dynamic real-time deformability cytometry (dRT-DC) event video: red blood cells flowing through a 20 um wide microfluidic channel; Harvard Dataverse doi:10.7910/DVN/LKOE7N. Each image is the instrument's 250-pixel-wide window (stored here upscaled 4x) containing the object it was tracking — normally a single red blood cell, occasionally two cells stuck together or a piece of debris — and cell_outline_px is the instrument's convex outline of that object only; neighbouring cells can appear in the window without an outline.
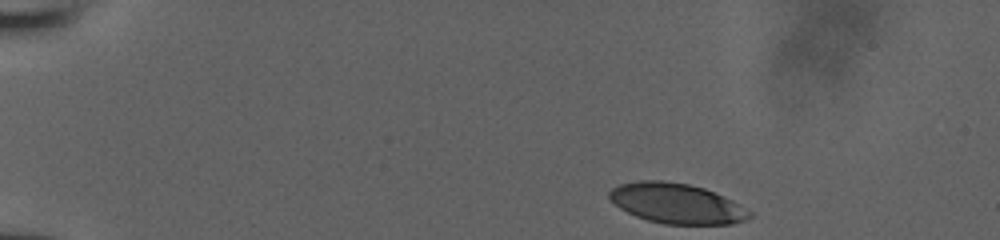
{"species": "human", "species_latin": "Homo sapiens", "temperature_condition": "room temperature", "stored_images_in_passage": 40, "camera_frame_rate_fps": 3000, "um_per_image_px": 0.085, "donor": {"sex": "male"}, "frame": {"image": 1, "passage_image": 1, "time_ms": 0.0, "image_size_px": [1000, 240], "cell_outline_px": [[752, 216], [744, 220], [732, 224], [664, 224], [648, 220], [636, 216], [620, 208], [608, 196], [608, 192], [612, 188], [620, 184], [640, 180], [664, 180], [688, 184], [704, 188], [724, 196], [732, 200], [752, 212]], "centroid_in_image_um": [57.52, 17.29], "position_along_channel_um": 27.5, "area_um2": 32.71}}
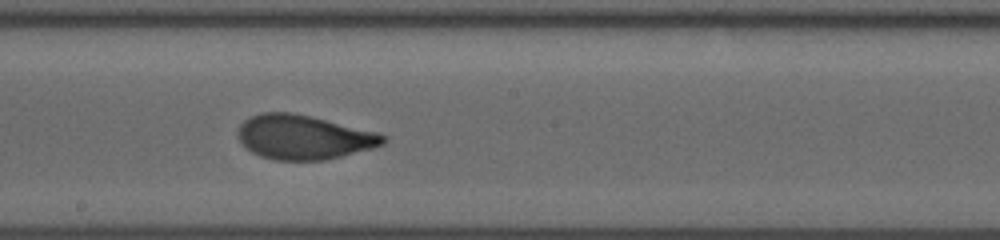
{"frame": {"image": 2, "passage_image": 23, "time_ms": 7.333, "image_size_px": [1000, 240], "cell_outline_px": [[388, 140], [384, 144], [372, 148], [324, 160], [276, 160], [260, 156], [252, 152], [236, 136], [236, 132], [240, 124], [244, 120], [260, 112], [292, 112], [312, 116], [380, 132], [388, 136]], "centroid_in_image_um": [25.84, 11.64], "position_along_channel_um": 222.4, "area_um2": 37.8}}
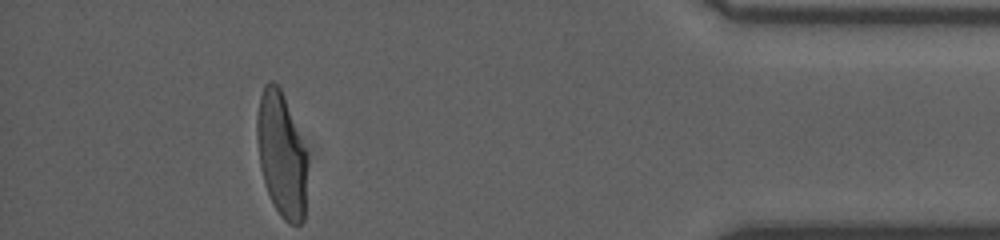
{"frame": {"image": 3, "passage_image": 40, "time_ms": 13.0, "image_size_px": [1000, 240], "cell_outline_px": [[308, 156], [304, 220], [300, 224], [288, 224], [280, 216], [272, 204], [264, 184], [260, 168], [256, 136], [256, 116], [260, 96], [264, 84], [268, 80], [272, 80], [280, 88], [284, 96]], "centroid_in_image_um": [23.91, 13.17], "position_along_channel_um": 411.3, "area_um2": 37.11}}